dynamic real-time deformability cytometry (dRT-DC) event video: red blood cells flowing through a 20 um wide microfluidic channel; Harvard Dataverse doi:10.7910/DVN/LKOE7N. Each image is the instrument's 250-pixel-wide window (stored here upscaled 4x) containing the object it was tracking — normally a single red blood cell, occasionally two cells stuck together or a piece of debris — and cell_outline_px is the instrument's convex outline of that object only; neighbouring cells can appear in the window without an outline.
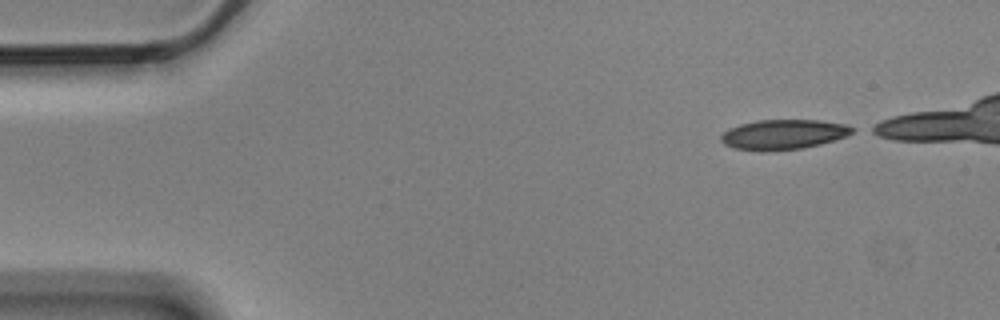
{"species": "Egyptian fruit bat (a non-hibernating species)", "species_latin": "Rousettus aegyptiacus", "temperature_condition": "cold", "stored_images_in_passage": 4, "camera_frame_rate_fps": 3000, "um_per_image_px": 0.085, "animal": {"sex": "male"}, "frame": {"image": 1, "passage_image": 1, "time_ms": 0.0, "image_size_px": [1000, 320], "cell_outline_px": [[856, 132], [848, 136], [820, 144], [800, 148], [768, 152], [760, 152], [732, 148], [724, 144], [720, 140], [720, 136], [728, 128], [740, 124], [760, 120], [820, 120], [844, 124], [856, 128]], "centroid_in_image_um": [66.58, 11.44], "position_along_channel_um": 18.4, "area_um2": 23.24}}